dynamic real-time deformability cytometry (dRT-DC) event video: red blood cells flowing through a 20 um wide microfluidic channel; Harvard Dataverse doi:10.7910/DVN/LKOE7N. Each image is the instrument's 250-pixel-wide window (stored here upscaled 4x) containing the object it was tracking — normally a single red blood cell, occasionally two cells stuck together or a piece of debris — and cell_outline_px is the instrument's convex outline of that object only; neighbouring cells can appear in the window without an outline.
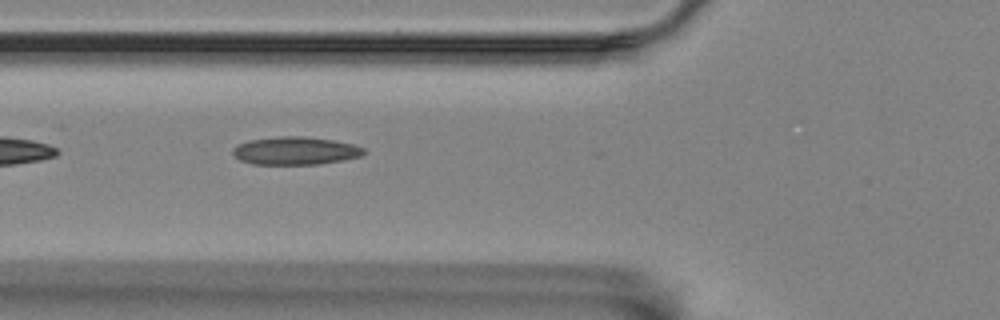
{"species": "Egyptian fruit bat (a non-hibernating species)", "species_latin": "Rousettus aegyptiacus", "temperature_condition": "room temperature", "stored_images_in_passage": 6, "camera_frame_rate_fps": 3000, "um_per_image_px": 0.085, "animal": {"sex": "female"}, "frame": {"image": 1, "passage_image": 5, "time_ms": 1.333, "image_size_px": [1000, 320], "cell_outline_px": [[364, 152], [360, 156], [320, 164], [252, 164], [240, 160], [232, 152], [232, 148], [236, 144], [248, 140], [276, 136], [304, 136], [332, 140], [352, 144], [364, 148]], "centroid_in_image_um": [25.04, 12.8], "position_along_channel_um": 100.8, "area_um2": 21.27}}
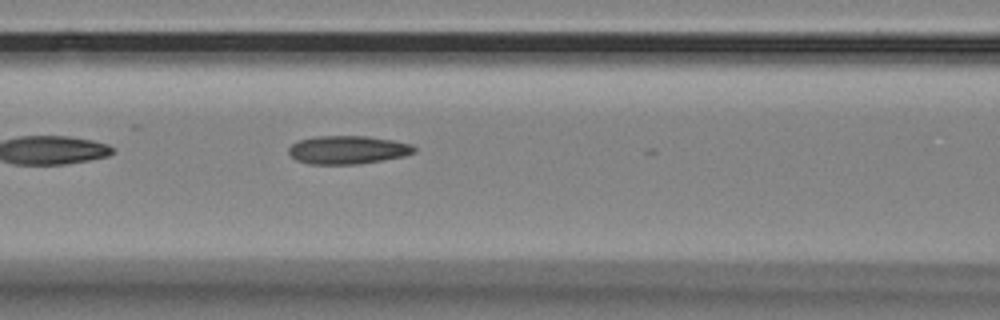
{"frame": {"image": 2, "passage_image": 6, "time_ms": 1.667, "image_size_px": [1000, 320], "cell_outline_px": [[416, 152], [404, 156], [360, 164], [312, 164], [296, 160], [288, 152], [288, 148], [292, 144], [300, 140], [316, 136], [368, 136], [392, 140], [412, 144], [416, 148]], "centroid_in_image_um": [29.58, 12.73], "position_along_channel_um": 137.0, "area_um2": 20.69}}